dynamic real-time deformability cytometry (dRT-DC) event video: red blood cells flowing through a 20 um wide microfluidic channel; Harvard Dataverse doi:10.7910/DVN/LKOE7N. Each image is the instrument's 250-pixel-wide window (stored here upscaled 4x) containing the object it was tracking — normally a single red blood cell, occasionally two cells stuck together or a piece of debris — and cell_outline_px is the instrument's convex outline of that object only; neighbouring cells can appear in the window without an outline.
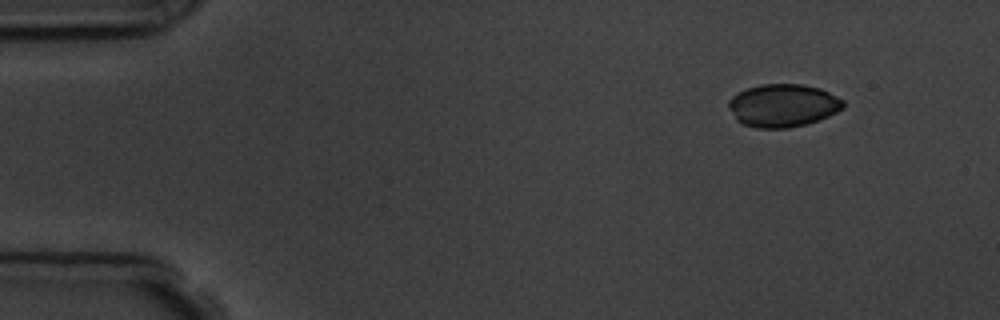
{"species": "common noctule bat (a hibernating species)", "species_latin": "Nyctalus noctula", "temperature_condition": "room temperature", "stored_images_in_passage": 5, "segment_of_instrument_passage": [2, 2], "camera_frame_rate_fps": 3000, "um_per_image_px": 0.085, "animal": {"sex": "male", "body_mass_g": 19.5, "forearm_length_mm": 54.6}, "frame": {"image": 1, "passage_image": 5, "time_ms": 4.667, "image_size_px": [1000, 320], "cell_outline_px": [[844, 108], [820, 120], [788, 128], [756, 128], [744, 124], [736, 120], [728, 108], [728, 100], [732, 96], [748, 88], [760, 84], [804, 84], [820, 88], [844, 100]], "centroid_in_image_um": [66.55, 8.96], "position_along_channel_um": 18.5, "area_um2": 28.73}}